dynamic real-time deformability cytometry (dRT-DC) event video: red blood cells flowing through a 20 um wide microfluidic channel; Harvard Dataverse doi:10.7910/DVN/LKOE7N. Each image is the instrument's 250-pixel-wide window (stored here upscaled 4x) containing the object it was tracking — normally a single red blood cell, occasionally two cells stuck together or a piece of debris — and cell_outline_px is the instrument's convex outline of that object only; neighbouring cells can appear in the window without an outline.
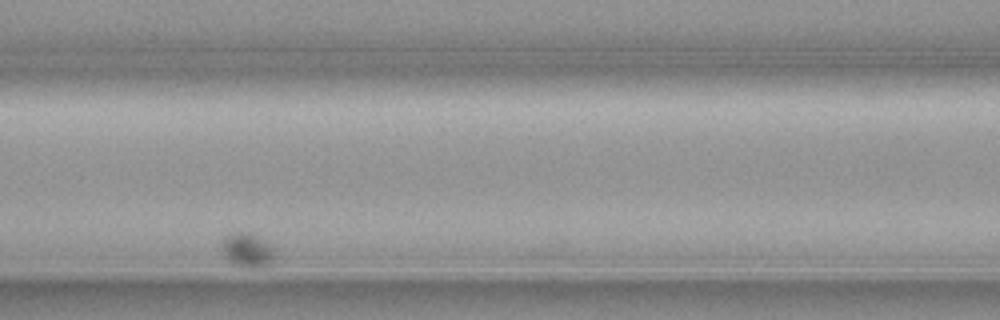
{"species": "common noctule bat (a hibernating species)", "species_latin": "Nyctalus noctula", "temperature_condition": "cold", "stored_images_in_passage": 9, "segment_of_instrument_passage": [2, 2], "camera_frame_rate_fps": 3000, "um_per_image_px": 0.085, "animal": {"sex": "female", "body_mass_g": 19.3, "forearm_length_mm": 54.1}, "frame": {"image": 1, "passage_image": 8, "time_ms": 2.333, "image_size_px": [1000, 320], "cell_outline_px": [[276, 256], [268, 268], [240, 268], [228, 260], [224, 252], [224, 240], [228, 232], [248, 232], [264, 240], [276, 252]], "centroid_in_image_um": [21.09, 21.31], "position_along_channel_um": 145.5, "area_um2": 10.69}}